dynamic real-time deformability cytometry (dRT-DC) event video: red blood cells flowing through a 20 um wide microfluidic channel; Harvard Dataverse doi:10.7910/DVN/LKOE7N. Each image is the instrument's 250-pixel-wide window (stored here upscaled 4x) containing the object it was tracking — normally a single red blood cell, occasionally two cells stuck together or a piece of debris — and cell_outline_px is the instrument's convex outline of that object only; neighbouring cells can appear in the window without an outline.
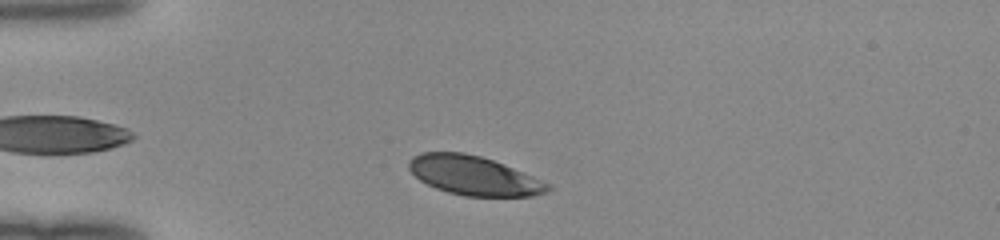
{"species": "human", "species_latin": "Homo sapiens", "temperature_condition": "room temperature", "stored_images_in_passage": 35, "camera_frame_rate_fps": 3000, "um_per_image_px": 0.085, "donor": {"sex": "female"}, "frame": {"image": 1, "passage_image": 4, "time_ms": 1.0, "image_size_px": [1000, 240], "cell_outline_px": [[552, 188], [544, 192], [532, 196], [464, 196], [448, 192], [436, 188], [420, 180], [408, 168], [408, 160], [412, 156], [420, 152], [464, 152], [480, 156], [504, 164], [552, 184]], "centroid_in_image_um": [40.26, 14.91], "position_along_channel_um": 44.7, "area_um2": 31.67}}
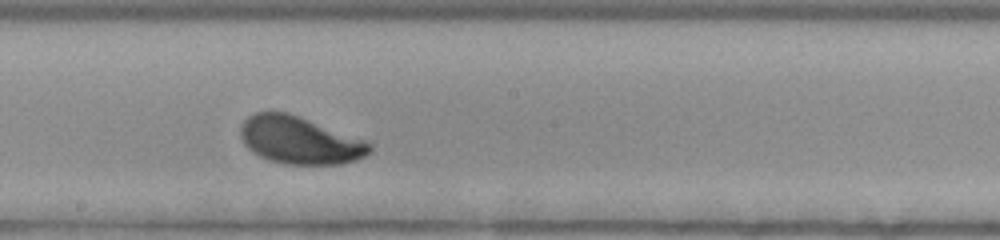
{"frame": {"image": 2, "passage_image": 19, "time_ms": 6.0, "image_size_px": [1000, 240], "cell_outline_px": [[372, 152], [356, 160], [340, 164], [284, 164], [260, 156], [252, 152], [244, 144], [240, 136], [240, 128], [244, 120], [248, 116], [256, 112], [288, 112], [364, 140], [372, 144]], "centroid_in_image_um": [25.46, 11.92], "position_along_channel_um": 222.7, "area_um2": 35.49}}
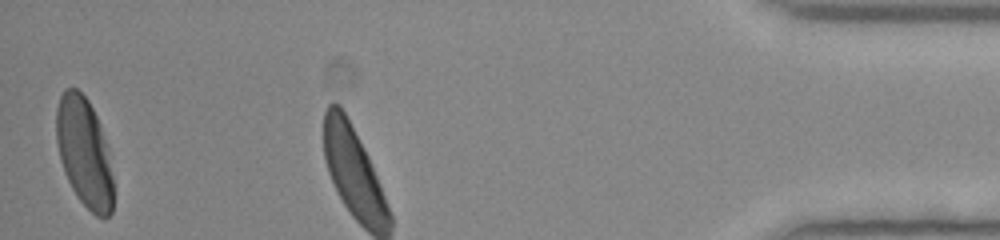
{"frame": {"image": 3, "passage_image": 35, "time_ms": 11.333, "image_size_px": [1000, 240], "cell_outline_px": [[112, 212], [108, 216], [96, 216], [80, 200], [72, 188], [64, 172], [60, 160], [56, 140], [56, 108], [60, 96], [64, 88], [76, 88], [88, 100], [100, 124], [104, 140], [112, 176]], "centroid_in_image_um": [7.12, 12.92], "position_along_channel_um": 428.1, "area_um2": 35.66}}